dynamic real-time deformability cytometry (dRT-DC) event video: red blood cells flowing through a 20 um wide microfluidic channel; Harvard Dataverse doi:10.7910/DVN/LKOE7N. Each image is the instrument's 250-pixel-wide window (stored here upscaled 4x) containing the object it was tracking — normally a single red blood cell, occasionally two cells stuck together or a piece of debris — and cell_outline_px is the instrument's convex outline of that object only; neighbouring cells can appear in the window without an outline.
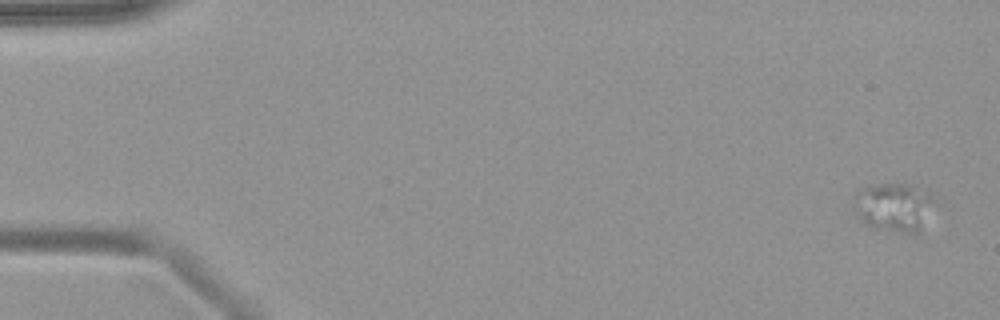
{"species": "common noctule bat (a hibernating species)", "species_latin": "Nyctalus noctula", "temperature_condition": "warm", "stored_images_in_passage": 4, "camera_frame_rate_fps": 3000, "um_per_image_px": 0.085, "animal": {"sex": "female", "body_mass_g": 19.9}, "frame": {"image": 1, "passage_image": 1, "time_ms": 0.0, "image_size_px": [1000, 320], "cell_outline_px": [[936, 200], [920, 232], [908, 232], [876, 228], [868, 224], [856, 212], [856, 188], [868, 184], [912, 184], [932, 196]], "centroid_in_image_um": [75.99, 17.55], "position_along_channel_um": 9.0, "area_um2": 22.43}}
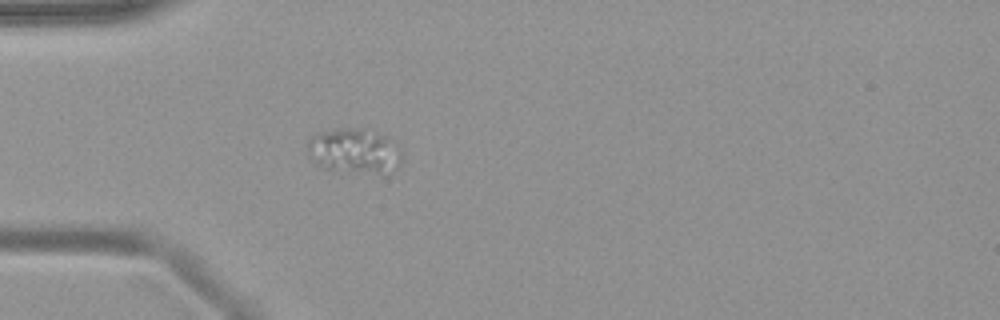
{"frame": {"image": 2, "passage_image": 4, "time_ms": 4.667, "image_size_px": [1000, 320], "cell_outline_px": [[404, 152], [400, 164], [388, 176], [324, 168], [312, 160], [308, 148], [308, 140], [312, 136], [320, 132], [336, 128], [364, 128], [384, 136], [400, 148]], "centroid_in_image_um": [30.18, 12.86], "position_along_channel_um": 54.8, "area_um2": 25.03}}